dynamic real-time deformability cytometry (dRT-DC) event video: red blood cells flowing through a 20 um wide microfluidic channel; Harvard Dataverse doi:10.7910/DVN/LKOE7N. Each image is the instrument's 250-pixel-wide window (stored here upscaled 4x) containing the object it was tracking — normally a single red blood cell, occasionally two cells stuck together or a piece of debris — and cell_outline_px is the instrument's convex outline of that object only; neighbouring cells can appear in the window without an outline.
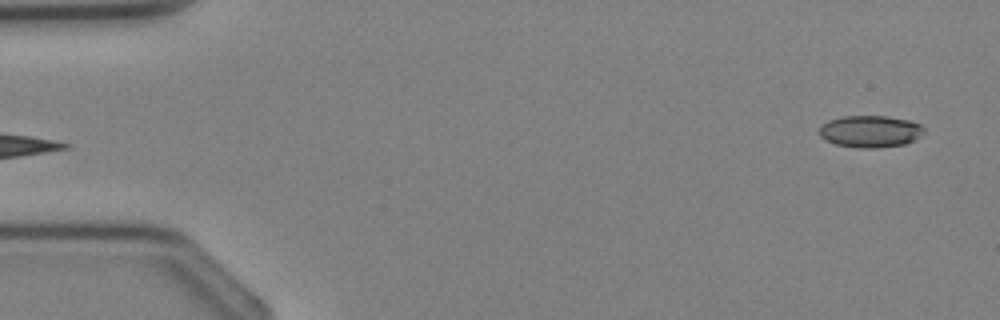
{"species": "Egyptian fruit bat (a non-hibernating species)", "species_latin": "Rousettus aegyptiacus", "temperature_condition": "cold", "stored_images_in_passage": 3, "segment_of_instrument_passage": [2, 2], "camera_frame_rate_fps": 3000, "um_per_image_px": 0.085, "animal": {"sex": "female"}, "frame": {"image": 1, "passage_image": 3, "time_ms": 2.333, "image_size_px": [1000, 320], "cell_outline_px": [[924, 132], [916, 140], [904, 144], [876, 148], [856, 148], [836, 144], [820, 136], [820, 128], [828, 120], [844, 116], [888, 116], [908, 120], [920, 124], [924, 128]], "centroid_in_image_um": [74.01, 11.17], "position_along_channel_um": 11.0, "area_um2": 19.42}}